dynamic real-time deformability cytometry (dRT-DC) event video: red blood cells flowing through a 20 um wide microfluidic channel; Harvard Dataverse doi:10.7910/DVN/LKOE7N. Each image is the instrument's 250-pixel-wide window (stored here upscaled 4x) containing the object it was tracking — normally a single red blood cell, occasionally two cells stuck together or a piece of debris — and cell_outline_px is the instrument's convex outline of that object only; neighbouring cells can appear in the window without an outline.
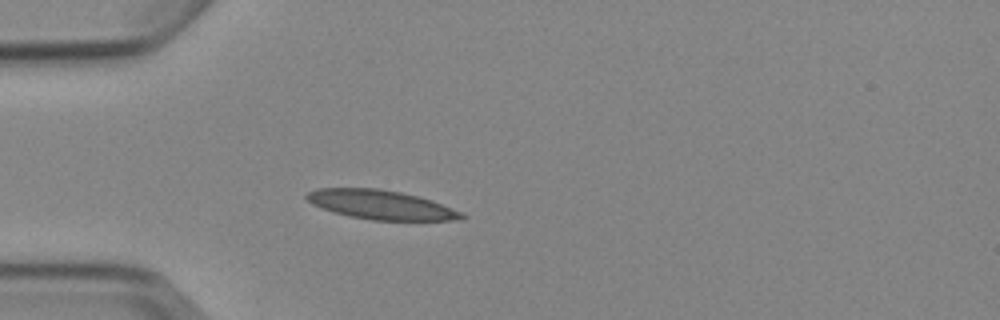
{"species": "Egyptian fruit bat (a non-hibernating species)", "species_latin": "Rousettus aegyptiacus", "temperature_condition": "cold", "stored_images_in_passage": 4, "camera_frame_rate_fps": 3000, "um_per_image_px": 0.085, "animal": {"sex": "female"}, "frame": {"image": 1, "passage_image": 4, "time_ms": 3.667, "image_size_px": [1000, 320], "cell_outline_px": [[468, 216], [460, 220], [372, 220], [348, 216], [312, 204], [304, 196], [308, 192], [316, 188], [380, 188], [400, 192], [432, 200], [464, 212]], "centroid_in_image_um": [32.43, 17.4], "position_along_channel_um": 52.6, "area_um2": 26.36}}